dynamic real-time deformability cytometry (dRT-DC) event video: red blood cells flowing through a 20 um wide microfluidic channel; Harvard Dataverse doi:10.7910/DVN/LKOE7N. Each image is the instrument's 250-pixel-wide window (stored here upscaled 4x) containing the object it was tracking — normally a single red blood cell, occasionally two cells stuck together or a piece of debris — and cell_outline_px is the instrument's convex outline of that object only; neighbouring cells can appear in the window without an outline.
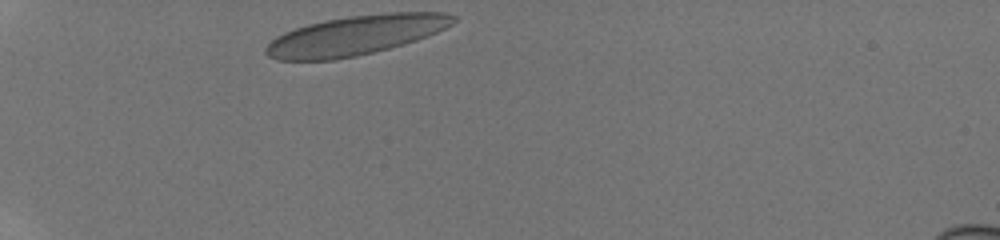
{"species": "human", "species_latin": "Homo sapiens", "temperature_condition": "room temperature", "stored_images_in_passage": 30, "camera_frame_rate_fps": 3000, "um_per_image_px": 0.085, "donor": {"sex": "male"}, "frame": {"image": 1, "passage_image": 1, "time_ms": 0.0, "image_size_px": [1000, 240], "cell_outline_px": [[456, 20], [452, 24], [428, 36], [416, 40], [388, 48], [356, 56], [336, 60], [276, 60], [268, 56], [264, 52], [264, 48], [276, 36], [284, 32], [308, 24], [324, 20], [348, 16], [384, 12], [444, 12], [456, 16]], "centroid_in_image_um": [30.21, 2.99], "position_along_channel_um": 54.8, "area_um2": 43.18}}
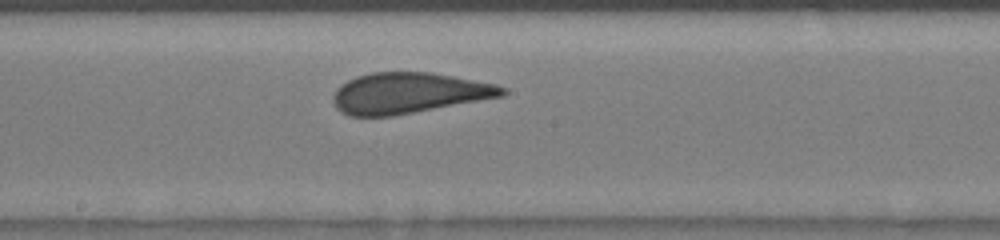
{"frame": {"image": 2, "passage_image": 15, "time_ms": 4.667, "image_size_px": [1000, 240], "cell_outline_px": [[508, 92], [504, 96], [392, 116], [348, 116], [340, 112], [336, 108], [332, 100], [332, 96], [336, 88], [340, 84], [356, 76], [372, 72], [432, 72], [496, 84], [508, 88]], "centroid_in_image_um": [34.72, 7.91], "position_along_channel_um": 213.5, "area_um2": 40.46}}
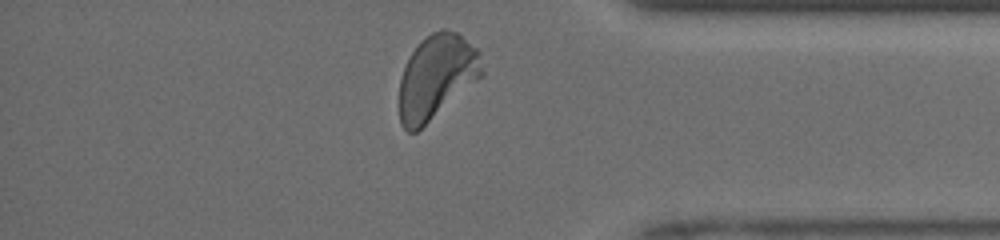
{"frame": {"image": 3, "passage_image": 29, "time_ms": 9.333, "image_size_px": [1000, 240], "cell_outline_px": [[484, 76], [416, 132], [408, 132], [400, 124], [400, 80], [404, 68], [412, 52], [420, 40], [432, 32], [440, 28], [444, 28], [456, 32], [476, 48], [480, 52], [484, 72]], "centroid_in_image_um": [37.13, 6.52], "position_along_channel_um": 398.1, "area_um2": 40.58}, "authors_computed_cell_mechanics": {"area_um2": 40.4889, "velocity_mm_per_s": 4.152, "shape_relaxation_time_tau1_ms": 5.9416, "shape_relaxation_time_tau2_ms": null, "deformation_change_tau1": 0.1991, "deformation_change_tau2": null}}